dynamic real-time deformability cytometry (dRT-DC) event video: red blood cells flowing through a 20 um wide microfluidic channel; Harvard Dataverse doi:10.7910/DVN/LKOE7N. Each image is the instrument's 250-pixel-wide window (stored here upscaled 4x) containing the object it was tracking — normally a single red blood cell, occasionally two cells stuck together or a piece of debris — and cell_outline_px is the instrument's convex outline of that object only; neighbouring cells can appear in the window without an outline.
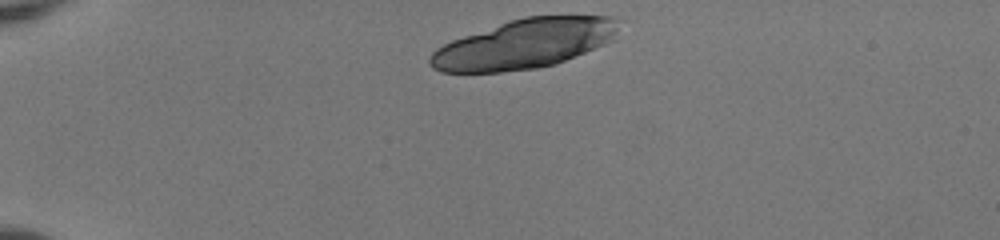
{"species": "human", "species_latin": "Homo sapiens", "temperature_condition": "room temperature", "stored_images_in_passage": 10, "camera_frame_rate_fps": 3000, "um_per_image_px": 0.085, "donor": {"sex": "female"}, "frame": {"image": 1, "passage_image": 1, "time_ms": 0.0, "image_size_px": [1000, 240], "cell_outline_px": [[616, 28], [612, 40], [604, 44], [564, 60], [552, 64], [536, 68], [500, 72], [440, 72], [432, 68], [428, 64], [428, 60], [432, 52], [436, 48], [452, 40], [524, 16], [612, 16], [616, 20]], "centroid_in_image_um": [44.5, 3.74], "position_along_channel_um": 40.5, "area_um2": 53.41}}